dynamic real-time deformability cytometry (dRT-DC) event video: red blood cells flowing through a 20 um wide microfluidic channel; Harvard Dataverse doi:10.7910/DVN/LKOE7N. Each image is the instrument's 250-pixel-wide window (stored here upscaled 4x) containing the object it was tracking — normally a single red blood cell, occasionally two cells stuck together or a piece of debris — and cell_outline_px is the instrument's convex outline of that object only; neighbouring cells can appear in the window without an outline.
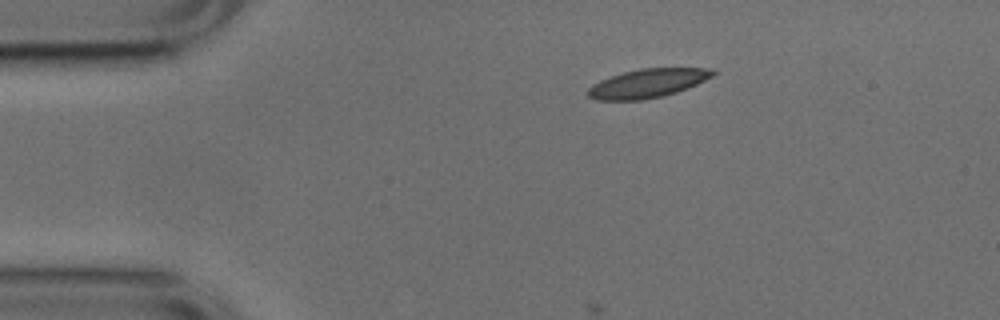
{"species": "common noctule bat (a hibernating species)", "species_latin": "Nyctalus noctula", "temperature_condition": "cold", "stored_images_in_passage": 2, "camera_frame_rate_fps": 3000, "um_per_image_px": 0.085, "animal": {"sex": "male", "body_mass_g": 17.9, "forearm_length_mm": 54.2}, "frame": {"image": 1, "passage_image": 1, "time_ms": 0.0, "image_size_px": [1000, 320], "cell_outline_px": [[716, 72], [712, 76], [688, 88], [676, 92], [644, 100], [596, 100], [588, 96], [588, 88], [592, 84], [600, 80], [624, 72], [640, 68], [712, 68]], "centroid_in_image_um": [55.03, 7.08], "position_along_channel_um": 30.0, "area_um2": 20.81}}